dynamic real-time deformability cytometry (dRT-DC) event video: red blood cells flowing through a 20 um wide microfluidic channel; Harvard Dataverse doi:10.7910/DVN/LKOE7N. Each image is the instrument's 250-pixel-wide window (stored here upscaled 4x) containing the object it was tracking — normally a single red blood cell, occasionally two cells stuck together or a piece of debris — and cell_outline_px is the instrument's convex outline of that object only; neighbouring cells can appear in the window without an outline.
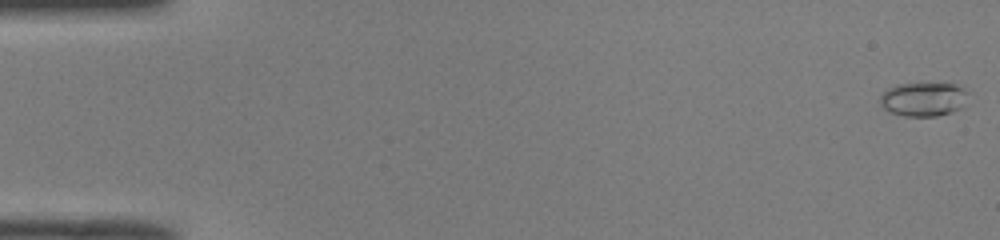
{"species": "common noctule bat (a hibernating species)", "species_latin": "Nyctalus noctula", "temperature_condition": "room temperature", "stored_images_in_passage": 51, "camera_frame_rate_fps": 3000, "um_per_image_px": 0.085, "animal": {"sex": "male", "body_mass_g": 19.0, "forearm_length_mm": 50.8}, "frame": {"image": 1, "passage_image": 1, "time_ms": 0.0, "image_size_px": [1000, 240], "cell_outline_px": [[968, 92], [964, 108], [952, 112], [936, 116], [904, 116], [888, 112], [880, 104], [880, 96], [888, 88], [896, 84], [956, 84], [964, 88]], "centroid_in_image_um": [78.51, 8.45], "position_along_channel_um": 6.5, "area_um2": 17.57}}
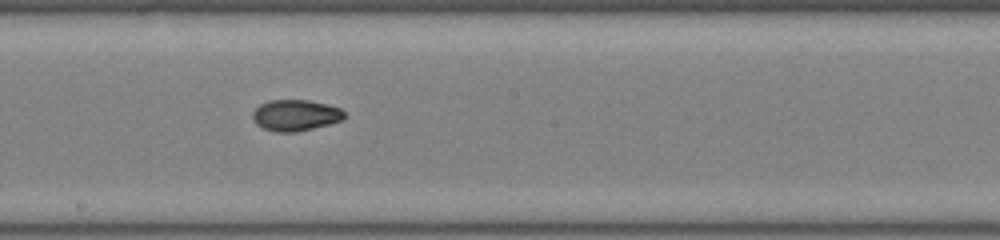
{"frame": {"image": 2, "passage_image": 29, "time_ms": 9.333, "image_size_px": [1000, 240], "cell_outline_px": [[344, 120], [296, 132], [276, 132], [264, 128], [256, 124], [252, 120], [252, 112], [260, 104], [268, 100], [308, 100], [340, 108], [344, 112]], "centroid_in_image_um": [25.08, 9.8], "position_along_channel_um": 223.1, "area_um2": 16.59}}
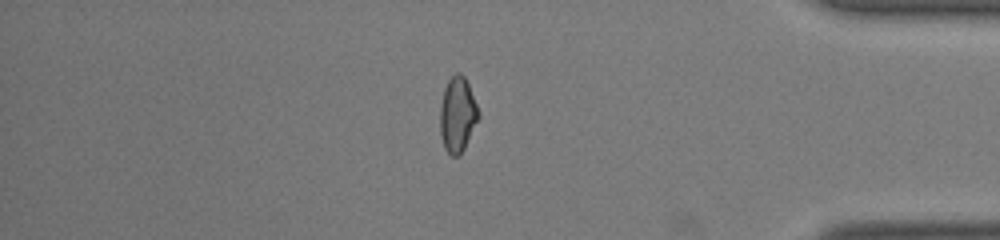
{"frame": {"image": 3, "passage_image": 44, "time_ms": 14.333, "image_size_px": [1000, 240], "cell_outline_px": [[480, 116], [464, 148], [456, 156], [452, 156], [444, 148], [440, 132], [440, 104], [444, 88], [448, 80], [456, 72], [460, 72], [464, 76], [468, 84], [480, 112]], "centroid_in_image_um": [38.88, 9.71], "position_along_channel_um": 396.3, "area_um2": 16.76}, "authors_computed_cell_mechanics": {"area_um2": 16.5308, "velocity_mm_per_s": 4.0343, "shape_relaxation_time_tau1_ms": null, "shape_relaxation_time_tau2_ms": 1.5185, "deformation_change_tau1": null, "deformation_change_tau2": 0.0492}}